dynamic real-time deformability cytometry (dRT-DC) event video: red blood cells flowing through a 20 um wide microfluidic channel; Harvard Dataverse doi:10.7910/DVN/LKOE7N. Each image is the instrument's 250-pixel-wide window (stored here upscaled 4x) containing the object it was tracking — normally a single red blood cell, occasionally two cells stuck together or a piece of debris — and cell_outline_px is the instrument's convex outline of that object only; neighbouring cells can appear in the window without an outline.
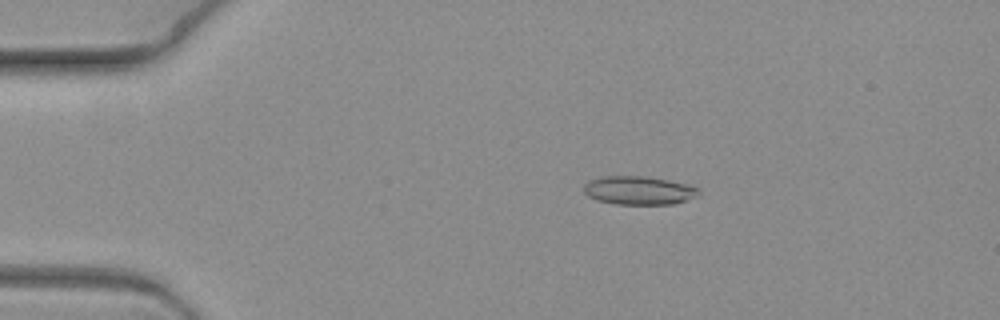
{"species": "common noctule bat (a hibernating species)", "species_latin": "Nyctalus noctula", "temperature_condition": "warm", "stored_images_in_passage": 8, "camera_frame_rate_fps": 3000, "um_per_image_px": 0.085, "animal": {"sex": "female", "body_mass_g": 19.3, "forearm_length_mm": 54.1}, "frame": {"image": 1, "passage_image": 4, "time_ms": 1.0, "image_size_px": [1000, 320], "cell_outline_px": [[700, 192], [684, 200], [672, 204], [616, 204], [596, 200], [588, 196], [584, 192], [584, 184], [588, 180], [604, 176], [644, 176], [668, 180], [688, 184], [696, 188]], "centroid_in_image_um": [54.22, 16.17], "position_along_channel_um": 30.8, "area_um2": 18.84}}
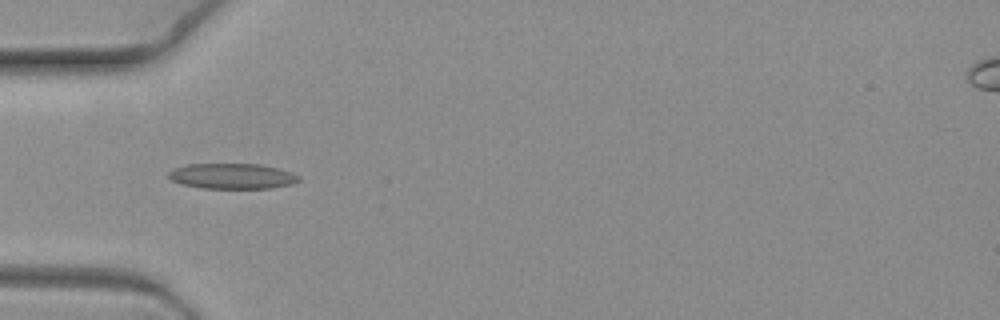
{"frame": {"image": 2, "passage_image": 6, "time_ms": 1.667, "image_size_px": [1000, 320], "cell_outline_px": [[300, 180], [292, 184], [272, 188], [204, 188], [184, 184], [172, 180], [168, 176], [168, 172], [172, 168], [188, 164], [260, 164], [276, 168], [300, 176]], "centroid_in_image_um": [19.72, 14.97], "position_along_channel_um": 65.3, "area_um2": 19.13}}
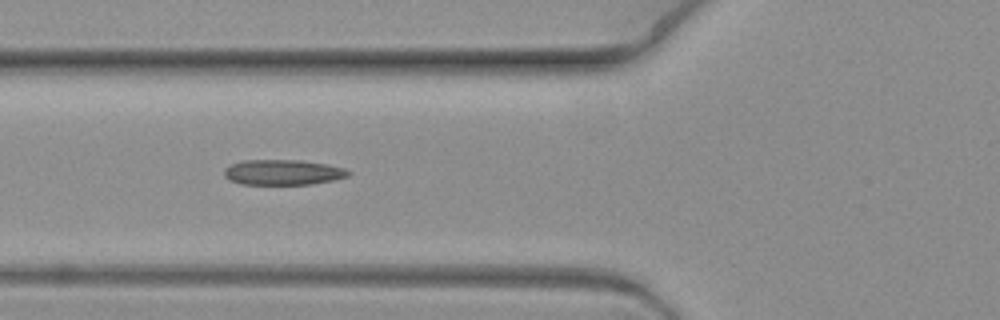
{"frame": {"image": 3, "passage_image": 7, "time_ms": 2.0, "image_size_px": [1000, 320], "cell_outline_px": [[352, 172], [348, 176], [332, 180], [312, 184], [240, 184], [228, 180], [224, 176], [224, 168], [232, 164], [244, 160], [300, 160], [328, 164], [344, 168]], "centroid_in_image_um": [24.04, 14.64], "position_along_channel_um": 101.8, "area_um2": 18.38}}